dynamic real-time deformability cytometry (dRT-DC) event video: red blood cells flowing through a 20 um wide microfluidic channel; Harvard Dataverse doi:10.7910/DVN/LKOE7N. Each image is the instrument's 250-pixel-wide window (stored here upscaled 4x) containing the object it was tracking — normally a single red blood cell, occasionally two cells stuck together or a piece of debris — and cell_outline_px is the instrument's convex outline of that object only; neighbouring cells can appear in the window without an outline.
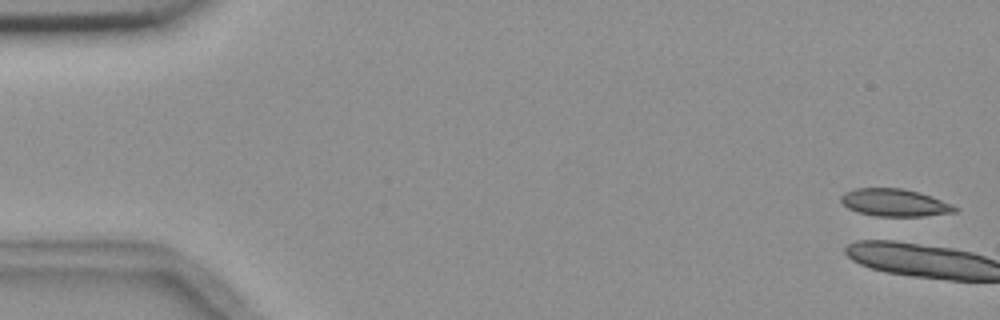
{"species": "common noctule bat (a hibernating species)", "species_latin": "Nyctalus noctula", "temperature_condition": "room temperature", "stored_images_in_passage": 7, "camera_frame_rate_fps": 3000, "um_per_image_px": 0.085, "animal": {"sex": "female", "body_mass_g": 18.4}, "frame": {"image": 1, "passage_image": 1, "time_ms": 0.0, "image_size_px": [1000, 320], "cell_outline_px": [[960, 208], [956, 212], [924, 216], [876, 216], [860, 212], [848, 208], [840, 200], [840, 196], [844, 192], [856, 188], [900, 188], [920, 192], [932, 196], [952, 204]], "centroid_in_image_um": [76.07, 17.22], "position_along_channel_um": 8.9, "area_um2": 18.26}}